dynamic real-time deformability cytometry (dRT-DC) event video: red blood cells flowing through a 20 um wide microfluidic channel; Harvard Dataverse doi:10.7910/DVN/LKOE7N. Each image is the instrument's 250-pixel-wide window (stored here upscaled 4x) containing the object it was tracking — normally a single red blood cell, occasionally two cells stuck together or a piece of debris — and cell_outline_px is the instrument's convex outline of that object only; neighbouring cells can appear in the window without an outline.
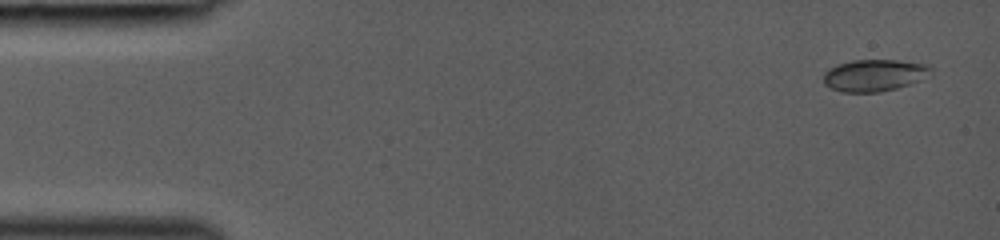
{"species": "common noctule bat (a hibernating species)", "species_latin": "Nyctalus noctula", "temperature_condition": "room temperature", "stored_images_in_passage": 43, "camera_frame_rate_fps": 3000, "um_per_image_px": 0.085, "animal": {"sex": "female", "body_mass_g": 19.0, "forearm_length_mm": 53.3}, "frame": {"image": 1, "passage_image": 2, "time_ms": 0.333, "image_size_px": [1000, 240], "cell_outline_px": [[932, 76], [896, 88], [880, 92], [840, 92], [824, 84], [824, 72], [828, 68], [852, 60], [896, 60], [928, 64], [932, 68]], "centroid_in_image_um": [74.35, 6.4], "position_along_channel_um": 10.7, "area_um2": 20.06}}
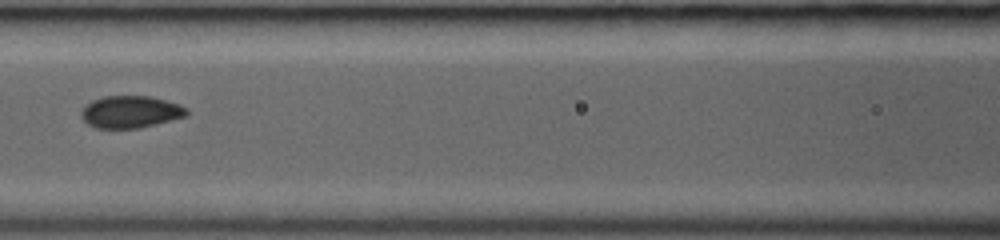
{"frame": {"image": 2, "passage_image": 20, "time_ms": 6.333, "image_size_px": [1000, 240], "cell_outline_px": [[188, 116], [140, 128], [96, 128], [88, 124], [80, 116], [80, 112], [92, 100], [104, 96], [148, 96], [180, 104], [188, 108]], "centroid_in_image_um": [11.12, 9.51], "position_along_channel_um": 155.5, "area_um2": 19.77}}
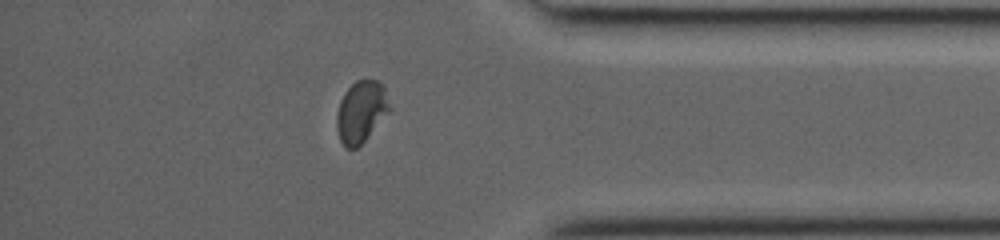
{"frame": {"image": 3, "passage_image": 37, "time_ms": 12.0, "image_size_px": [1000, 240], "cell_outline_px": [[392, 108], [364, 140], [356, 148], [348, 148], [340, 140], [336, 128], [336, 116], [340, 100], [344, 92], [356, 80], [376, 80], [384, 88]], "centroid_in_image_um": [30.68, 9.47], "position_along_channel_um": 404.5, "area_um2": 18.73}}